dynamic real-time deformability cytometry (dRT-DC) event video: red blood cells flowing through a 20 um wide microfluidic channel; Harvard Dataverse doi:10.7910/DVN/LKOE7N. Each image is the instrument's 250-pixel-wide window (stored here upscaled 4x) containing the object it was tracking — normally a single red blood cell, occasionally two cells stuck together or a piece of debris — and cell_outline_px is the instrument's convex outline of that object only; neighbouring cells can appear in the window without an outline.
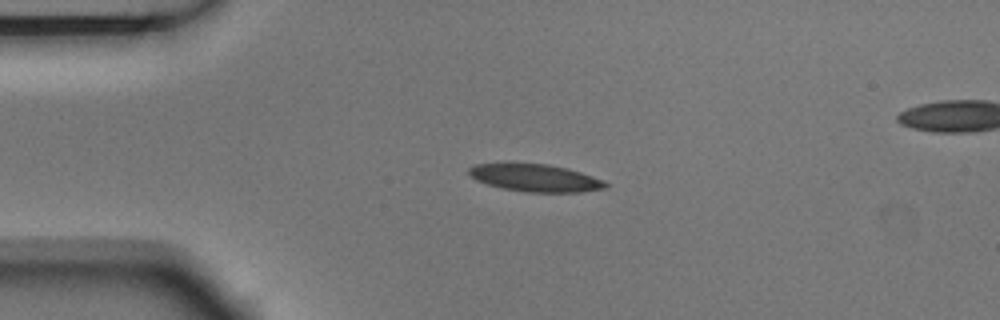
{"species": "Egyptian fruit bat (a non-hibernating species)", "species_latin": "Rousettus aegyptiacus", "temperature_condition": "room temperature", "stored_images_in_passage": 5, "camera_frame_rate_fps": 3000, "um_per_image_px": 0.085, "animal": {"sex": "male"}, "frame": {"image": 1, "passage_image": 3, "time_ms": 0.667, "image_size_px": [1000, 320], "cell_outline_px": [[608, 188], [580, 192], [524, 192], [500, 188], [476, 180], [468, 176], [468, 168], [476, 164], [504, 160], [508, 160], [548, 164], [568, 168], [604, 180], [608, 184]], "centroid_in_image_um": [45.4, 15.07], "position_along_channel_um": 39.6, "area_um2": 22.95}}
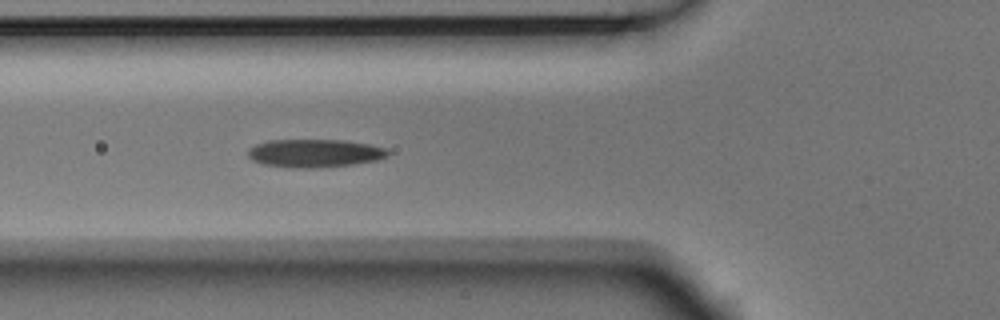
{"frame": {"image": 2, "passage_image": 5, "time_ms": 1.333, "image_size_px": [1000, 320], "cell_outline_px": [[388, 156], [376, 160], [352, 164], [320, 168], [288, 168], [264, 164], [252, 160], [248, 156], [248, 148], [256, 144], [268, 140], [348, 140], [388, 148]], "centroid_in_image_um": [26.73, 13.02], "position_along_channel_um": 99.1, "area_um2": 23.12}}